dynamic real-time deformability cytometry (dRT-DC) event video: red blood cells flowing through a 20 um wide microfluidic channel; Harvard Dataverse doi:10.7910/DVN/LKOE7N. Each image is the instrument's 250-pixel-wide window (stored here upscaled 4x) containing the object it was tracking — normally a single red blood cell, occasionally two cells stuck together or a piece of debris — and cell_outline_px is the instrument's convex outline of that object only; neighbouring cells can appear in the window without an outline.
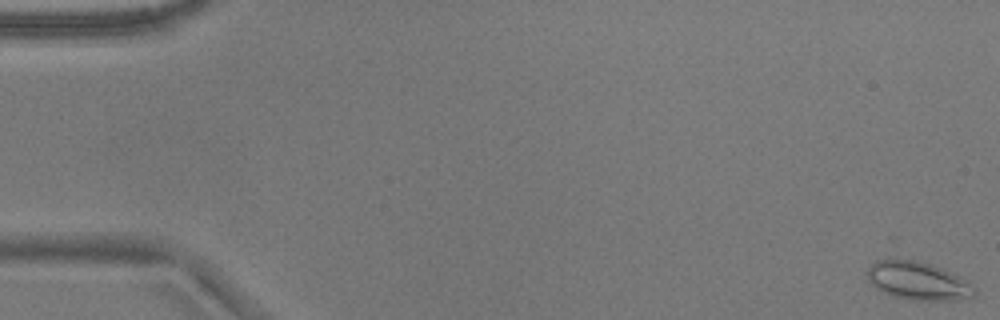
{"species": "common noctule bat (a hibernating species)", "species_latin": "Nyctalus noctula", "temperature_condition": "warm", "stored_images_in_passage": 19, "camera_frame_rate_fps": 3000, "um_per_image_px": 0.085, "animal": {"sex": "male", "body_mass_g": 17.9}, "frame": {"image": 1, "passage_image": 1, "time_ms": 0.0, "image_size_px": [1000, 320], "cell_outline_px": [[976, 292], [972, 300], [908, 300], [892, 296], [876, 288], [868, 280], [868, 268], [876, 260], [888, 256], [916, 260], [932, 264], [952, 272], [968, 280], [976, 288]], "centroid_in_image_um": [78.06, 23.85], "position_along_channel_um": 6.9, "area_um2": 24.74}}